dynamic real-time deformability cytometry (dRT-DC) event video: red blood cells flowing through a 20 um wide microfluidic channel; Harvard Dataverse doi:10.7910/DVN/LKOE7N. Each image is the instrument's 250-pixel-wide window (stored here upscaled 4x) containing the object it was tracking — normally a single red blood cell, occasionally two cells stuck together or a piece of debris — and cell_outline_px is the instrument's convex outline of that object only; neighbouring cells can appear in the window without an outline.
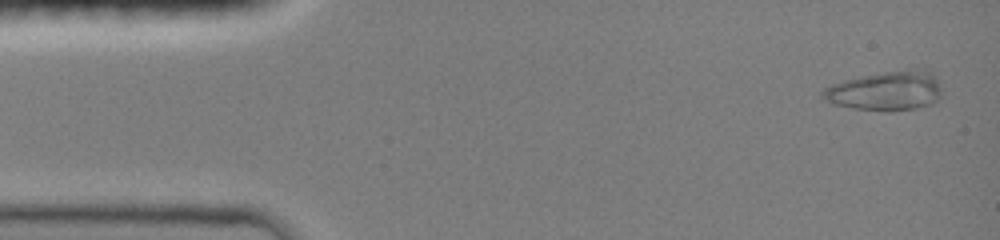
{"species": "common noctule bat (a hibernating species)", "species_latin": "Nyctalus noctula", "temperature_condition": "room temperature", "stored_images_in_passage": 66, "camera_frame_rate_fps": 3000, "um_per_image_px": 0.085, "animal": {"sex": "female", "body_mass_g": 19.0, "forearm_length_mm": 51.5}, "frame": {"image": 1, "passage_image": 2, "time_ms": 0.333, "image_size_px": [1000, 240], "cell_outline_px": [[940, 96], [932, 104], [916, 108], [888, 112], [884, 112], [852, 108], [832, 104], [820, 96], [820, 92], [824, 88], [832, 84], [844, 80], [860, 76], [884, 72], [916, 68], [932, 68], [936, 76], [940, 88]], "centroid_in_image_um": [75.31, 7.71], "position_along_channel_um": 9.7, "area_um2": 27.92}}